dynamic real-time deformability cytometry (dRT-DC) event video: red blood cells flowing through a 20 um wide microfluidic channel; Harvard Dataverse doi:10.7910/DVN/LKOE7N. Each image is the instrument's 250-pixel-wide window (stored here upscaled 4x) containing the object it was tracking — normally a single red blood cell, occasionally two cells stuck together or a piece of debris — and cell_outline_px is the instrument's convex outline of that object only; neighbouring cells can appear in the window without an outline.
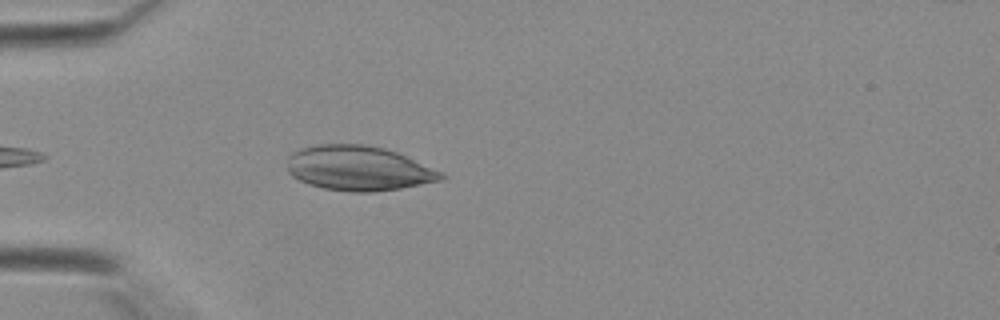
{"species": "Egyptian fruit bat (a non-hibernating species)", "species_latin": "Rousettus aegyptiacus", "temperature_condition": "warm", "stored_images_in_passage": 17, "camera_frame_rate_fps": 3000, "um_per_image_px": 0.085, "animal": {"sex": "female"}, "frame": {"image": 1, "passage_image": 3, "time_ms": 0.667, "image_size_px": [1000, 320], "cell_outline_px": [[448, 176], [440, 180], [400, 188], [372, 192], [352, 192], [324, 188], [308, 184], [292, 176], [288, 172], [288, 156], [292, 152], [316, 144], [360, 144], [384, 148], [396, 152], [440, 172]], "centroid_in_image_um": [30.43, 14.3], "position_along_channel_um": 54.6, "area_um2": 39.65}}
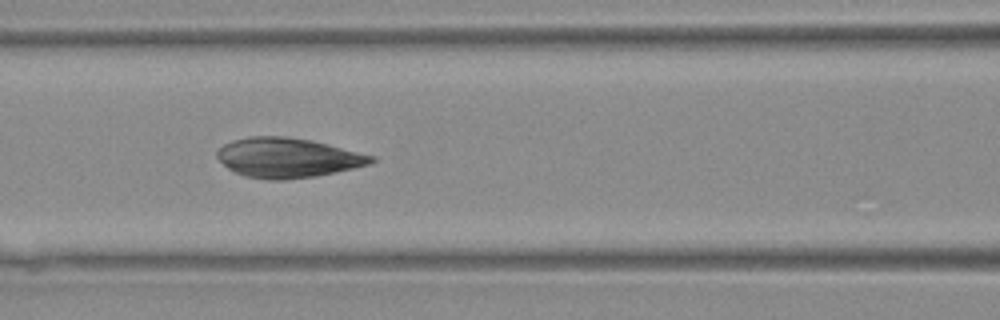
{"frame": {"image": 2, "passage_image": 9, "time_ms": 2.667, "image_size_px": [1000, 320], "cell_outline_px": [[376, 160], [372, 164], [316, 176], [284, 180], [272, 180], [244, 176], [228, 168], [216, 156], [216, 152], [224, 144], [232, 140], [248, 136], [288, 136], [312, 140], [376, 156]], "centroid_in_image_um": [24.47, 13.4], "position_along_channel_um": 142.1, "area_um2": 35.78}}
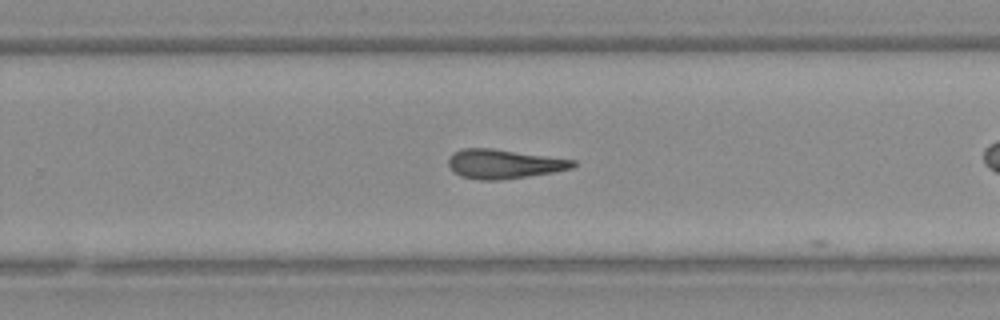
{"frame": {"image": 3, "passage_image": 15, "time_ms": 4.667, "image_size_px": [1000, 320], "cell_outline_px": [[576, 164], [572, 168], [552, 172], [528, 176], [500, 180], [480, 180], [460, 176], [452, 172], [448, 164], [448, 160], [452, 152], [460, 148], [492, 148], [576, 160]], "centroid_in_image_um": [42.77, 13.93], "position_along_channel_um": 287.0, "area_um2": 21.33}}